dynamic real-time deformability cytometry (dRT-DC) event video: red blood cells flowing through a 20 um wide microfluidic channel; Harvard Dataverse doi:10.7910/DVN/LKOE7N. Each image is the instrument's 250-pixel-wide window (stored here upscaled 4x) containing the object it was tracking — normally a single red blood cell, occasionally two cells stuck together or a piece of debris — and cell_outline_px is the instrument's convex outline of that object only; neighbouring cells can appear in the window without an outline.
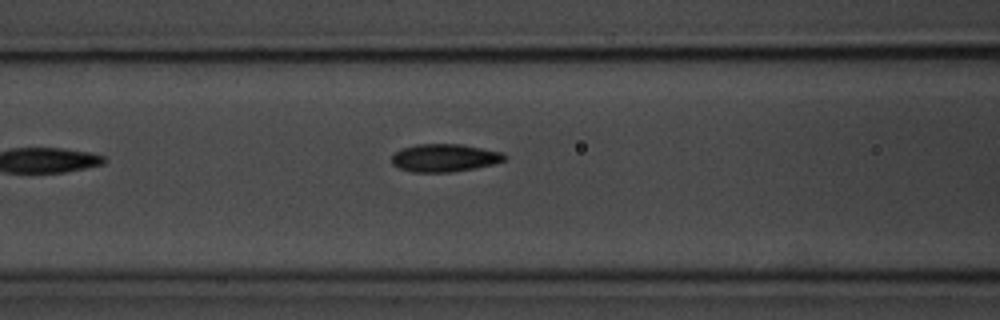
{"species": "common noctule bat (a hibernating species)", "species_latin": "Nyctalus noctula", "temperature_condition": "room temperature", "stored_images_in_passage": 5, "camera_frame_rate_fps": 3000, "um_per_image_px": 0.085, "animal": {"sex": "male", "body_mass_g": 20.1, "forearm_length_mm": 53.5}, "frame": {"image": 1, "passage_image": 3, "time_ms": 2.333, "image_size_px": [1000, 320], "cell_outline_px": [[508, 156], [504, 160], [492, 164], [476, 168], [452, 172], [412, 172], [400, 168], [392, 164], [392, 152], [400, 148], [416, 144], [464, 144], [504, 152]], "centroid_in_image_um": [37.78, 13.4], "position_along_channel_um": 128.8, "area_um2": 18.61}}